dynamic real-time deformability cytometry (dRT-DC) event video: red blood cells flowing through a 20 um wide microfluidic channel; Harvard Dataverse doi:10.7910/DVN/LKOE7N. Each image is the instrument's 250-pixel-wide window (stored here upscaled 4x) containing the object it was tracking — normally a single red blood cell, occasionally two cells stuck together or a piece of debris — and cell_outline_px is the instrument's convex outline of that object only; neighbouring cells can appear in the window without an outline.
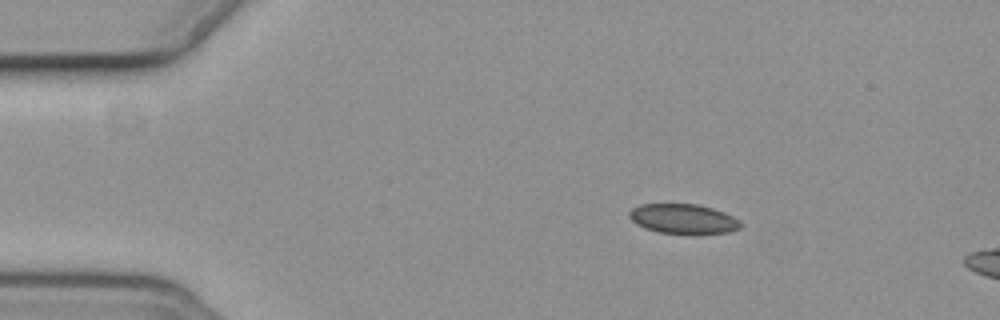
{"species": "common noctule bat (a hibernating species)", "species_latin": "Nyctalus noctula", "temperature_condition": "cold", "stored_images_in_passage": 3, "camera_frame_rate_fps": 3000, "um_per_image_px": 0.085, "animal": {"sex": "female", "body_mass_g": 19.3, "forearm_length_mm": 54.1}, "frame": {"image": 1, "passage_image": 1, "time_ms": 0.0, "image_size_px": [1000, 320], "cell_outline_px": [[744, 224], [740, 228], [728, 232], [692, 236], [688, 236], [656, 232], [644, 228], [636, 224], [628, 216], [628, 212], [632, 208], [640, 204], [696, 204], [712, 208], [724, 212], [740, 220]], "centroid_in_image_um": [58.09, 18.64], "position_along_channel_um": 26.9, "area_um2": 20.06}}